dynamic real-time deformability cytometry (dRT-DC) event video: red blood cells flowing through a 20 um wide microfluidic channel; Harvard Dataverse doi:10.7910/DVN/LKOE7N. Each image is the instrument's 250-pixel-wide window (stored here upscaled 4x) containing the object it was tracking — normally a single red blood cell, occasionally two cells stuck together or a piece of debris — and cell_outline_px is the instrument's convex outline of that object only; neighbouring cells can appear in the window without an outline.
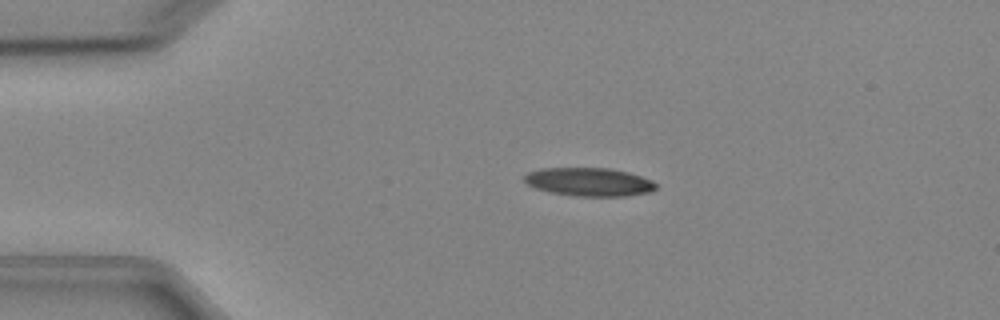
{"species": "Egyptian fruit bat (a non-hibernating species)", "species_latin": "Rousettus aegyptiacus", "temperature_condition": "cold", "stored_images_in_passage": 4, "camera_frame_rate_fps": 3000, "um_per_image_px": 0.085, "animal": {"sex": "female"}, "frame": {"image": 1, "passage_image": 3, "time_ms": 3.333, "image_size_px": [1000, 320], "cell_outline_px": [[656, 188], [652, 192], [624, 196], [576, 196], [548, 192], [536, 188], [528, 184], [524, 180], [524, 176], [528, 172], [540, 168], [608, 168], [628, 172], [652, 180], [656, 184]], "centroid_in_image_um": [50.07, 15.46], "position_along_channel_um": 34.9, "area_um2": 21.79}}